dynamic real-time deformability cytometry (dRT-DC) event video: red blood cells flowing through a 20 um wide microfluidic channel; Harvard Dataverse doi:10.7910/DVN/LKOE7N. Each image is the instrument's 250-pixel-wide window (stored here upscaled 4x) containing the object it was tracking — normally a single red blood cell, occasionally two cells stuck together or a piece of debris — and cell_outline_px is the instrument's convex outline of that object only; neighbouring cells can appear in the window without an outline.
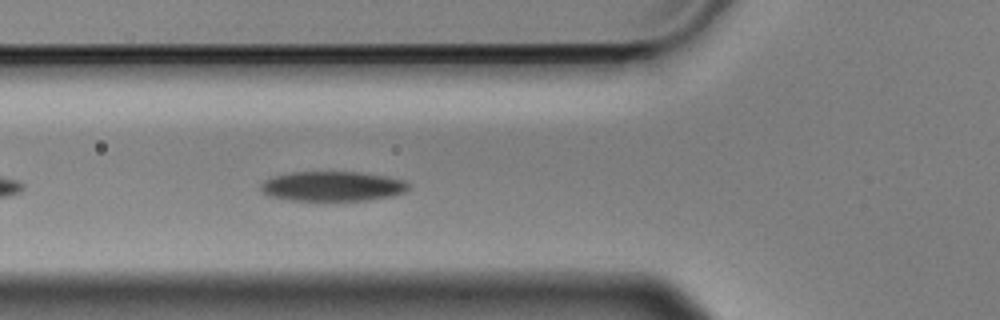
{"species": "Egyptian fruit bat (a non-hibernating species)", "species_latin": "Rousettus aegyptiacus", "temperature_condition": "cold", "stored_images_in_passage": 13, "camera_frame_rate_fps": 3000, "um_per_image_px": 0.085, "animal": {"sex": "male"}, "frame": {"image": 1, "passage_image": 6, "time_ms": 1.667, "image_size_px": [1000, 320], "cell_outline_px": [[408, 188], [404, 192], [392, 196], [368, 200], [292, 200], [272, 196], [260, 192], [260, 184], [264, 180], [276, 176], [292, 172], [360, 172], [388, 176], [404, 180], [408, 184]], "centroid_in_image_um": [28.27, 15.82], "position_along_channel_um": 97.5, "area_um2": 25.55}}
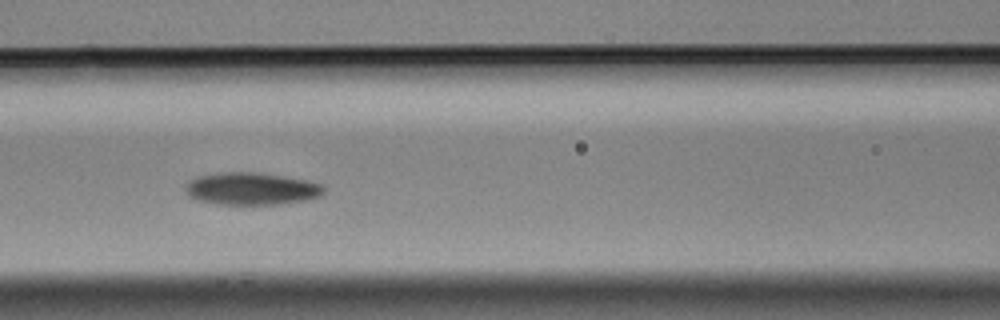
{"frame": {"image": 2, "passage_image": 10, "time_ms": 3.0, "image_size_px": [1000, 320], "cell_outline_px": [[324, 192], [320, 196], [308, 200], [280, 204], [216, 204], [200, 200], [188, 196], [184, 192], [184, 184], [188, 180], [196, 176], [220, 172], [256, 172], [284, 176], [308, 180], [320, 184], [324, 188]], "centroid_in_image_um": [21.33, 16.03], "position_along_channel_um": 145.3, "area_um2": 26.41}}